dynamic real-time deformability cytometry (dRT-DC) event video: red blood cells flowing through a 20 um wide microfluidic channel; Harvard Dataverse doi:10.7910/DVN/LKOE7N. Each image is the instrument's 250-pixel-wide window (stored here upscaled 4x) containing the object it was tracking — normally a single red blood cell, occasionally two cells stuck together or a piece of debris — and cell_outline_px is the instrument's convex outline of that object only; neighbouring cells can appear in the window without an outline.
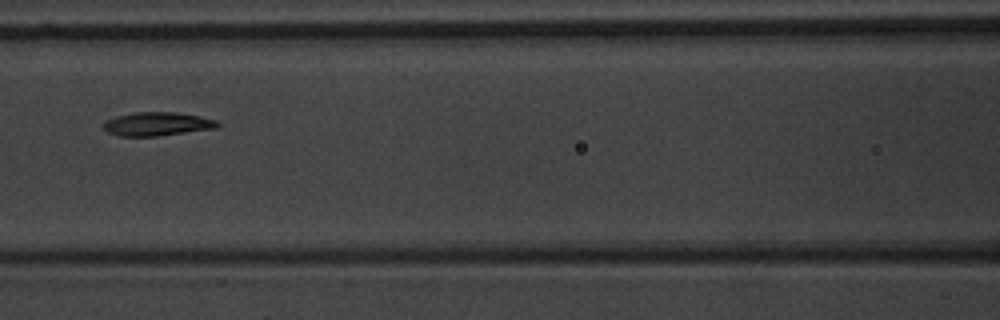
{"species": "common noctule bat (a hibernating species)", "species_latin": "Nyctalus noctula", "temperature_condition": "warm", "stored_images_in_passage": 6, "camera_frame_rate_fps": 3000, "um_per_image_px": 0.085, "animal": {"sex": "male", "body_mass_g": 20.1, "forearm_length_mm": 53.5}, "frame": {"image": 1, "passage_image": 6, "time_ms": 7.333, "image_size_px": [1000, 320], "cell_outline_px": [[220, 124], [216, 128], [156, 136], [116, 136], [108, 132], [104, 128], [104, 120], [116, 116], [132, 112], [176, 112], [200, 116], [216, 120]], "centroid_in_image_um": [13.33, 10.53], "position_along_channel_um": 153.3, "area_um2": 15.72}}